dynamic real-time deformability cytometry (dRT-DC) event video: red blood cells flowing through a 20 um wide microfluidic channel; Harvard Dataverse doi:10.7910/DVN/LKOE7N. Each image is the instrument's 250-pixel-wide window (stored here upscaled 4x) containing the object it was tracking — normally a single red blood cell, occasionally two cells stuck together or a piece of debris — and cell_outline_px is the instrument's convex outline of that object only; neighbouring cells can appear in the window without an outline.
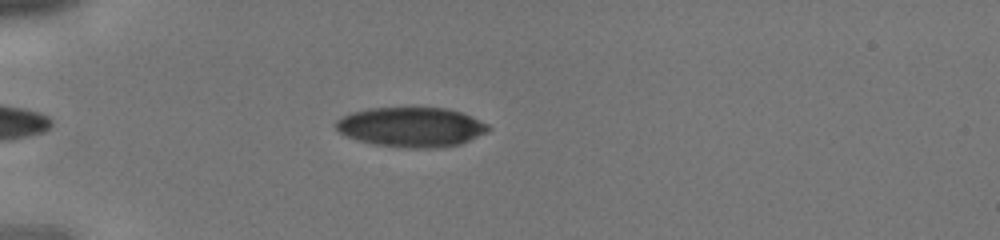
{"species": "human", "species_latin": "Homo sapiens", "temperature_condition": "cold", "stored_images_in_passage": 36, "camera_frame_rate_fps": 3000, "um_per_image_px": 0.085, "donor": {"sex": "male"}, "frame": {"image": 1, "passage_image": 6, "time_ms": 1.667, "image_size_px": [1000, 240], "cell_outline_px": [[492, 128], [488, 132], [460, 144], [436, 148], [404, 148], [372, 144], [356, 140], [340, 132], [336, 128], [336, 120], [352, 112], [368, 108], [448, 108], [460, 112], [480, 120], [488, 124]], "centroid_in_image_um": [34.98, 10.81], "position_along_channel_um": 50.0, "area_um2": 35.32}}
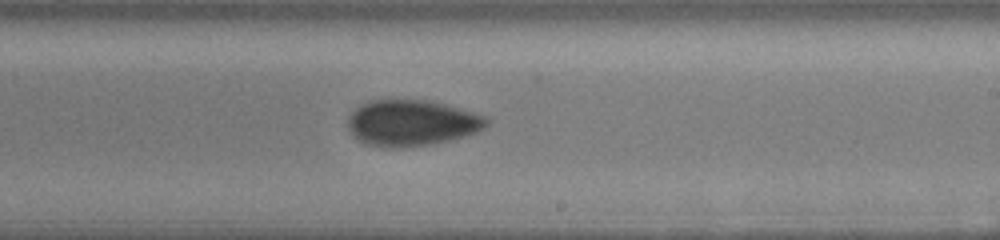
{"frame": {"image": 2, "passage_image": 20, "time_ms": 6.333, "image_size_px": [1000, 240], "cell_outline_px": [[488, 124], [484, 128], [476, 132], [448, 140], [428, 144], [400, 148], [384, 148], [364, 144], [352, 136], [348, 128], [348, 116], [356, 108], [368, 100], [432, 100], [448, 104], [484, 116], [488, 120]], "centroid_in_image_um": [34.94, 10.45], "position_along_channel_um": 254.1, "area_um2": 37.34}}
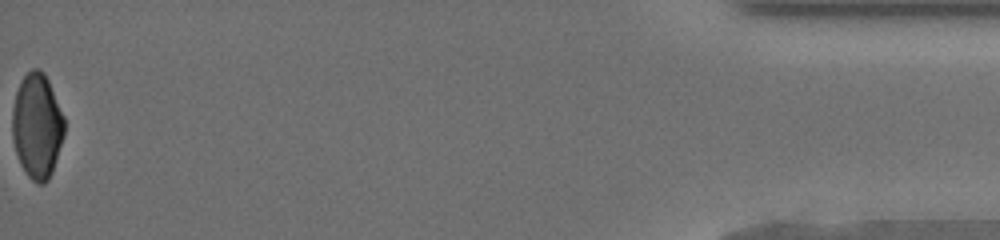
{"frame": {"image": 3, "passage_image": 36, "time_ms": 11.667, "image_size_px": [1000, 240], "cell_outline_px": [[64, 136], [52, 172], [48, 180], [44, 184], [36, 184], [24, 172], [20, 164], [12, 140], [12, 108], [16, 92], [20, 80], [32, 68], [40, 68], [44, 72], [48, 80], [64, 116]], "centroid_in_image_um": [3.14, 10.71], "position_along_channel_um": 432.1, "area_um2": 32.14}}